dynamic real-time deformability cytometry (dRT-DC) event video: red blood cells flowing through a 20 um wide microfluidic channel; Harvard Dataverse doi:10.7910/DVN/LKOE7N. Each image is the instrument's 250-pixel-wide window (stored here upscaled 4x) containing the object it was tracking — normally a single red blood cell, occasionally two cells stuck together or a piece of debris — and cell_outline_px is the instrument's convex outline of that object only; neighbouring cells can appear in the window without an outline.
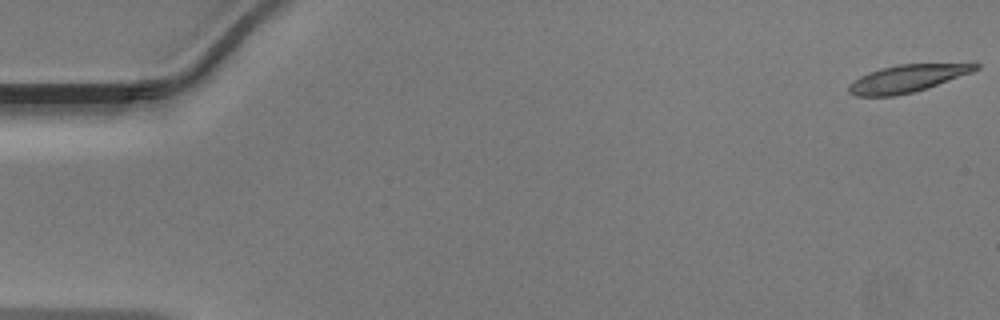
{"species": "Egyptian fruit bat (a non-hibernating species)", "species_latin": "Rousettus aegyptiacus", "temperature_condition": "warm", "stored_images_in_passage": 49, "camera_frame_rate_fps": 3000, "um_per_image_px": 0.085, "animal": {"sex": "male"}, "frame": {"image": 1, "passage_image": 1, "time_ms": 0.0, "image_size_px": [1000, 320], "cell_outline_px": [[980, 68], [972, 72], [912, 92], [896, 96], [856, 96], [848, 92], [848, 84], [860, 76], [868, 72], [880, 68], [896, 64], [980, 64]], "centroid_in_image_um": [77.02, 6.67], "position_along_channel_um": 8.0, "area_um2": 19.88}}
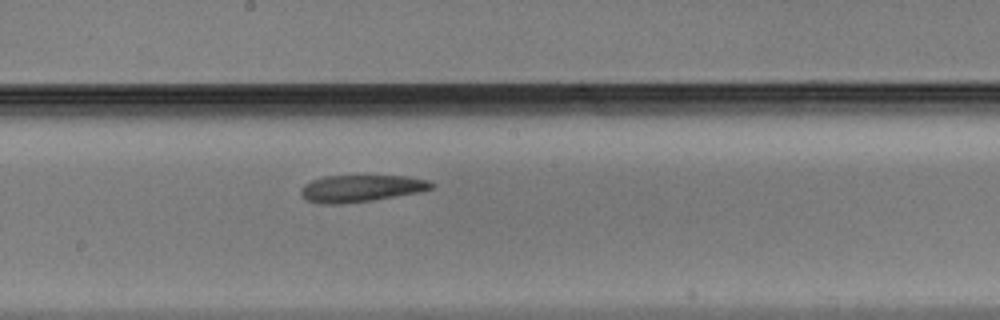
{"frame": {"image": 2, "passage_image": 27, "time_ms": 8.667, "image_size_px": [1000, 320], "cell_outline_px": [[436, 184], [432, 188], [420, 192], [372, 200], [340, 204], [320, 204], [304, 200], [300, 196], [300, 192], [304, 184], [312, 180], [324, 176], [408, 176], [428, 180]], "centroid_in_image_um": [30.66, 16.02], "position_along_channel_um": 217.5, "area_um2": 20.63}}
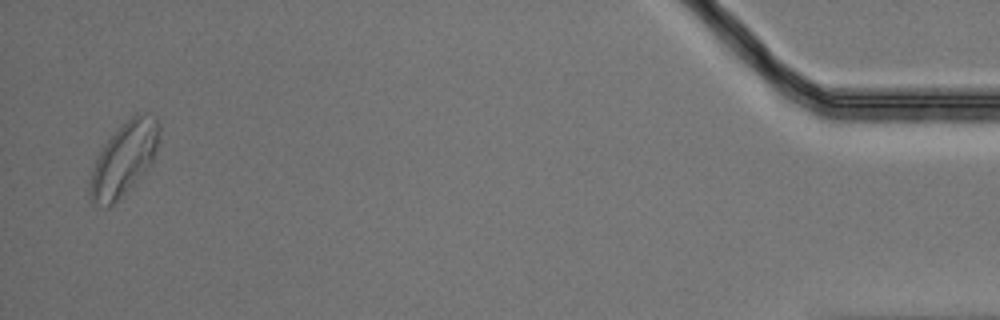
{"frame": {"image": 3, "passage_image": 48, "time_ms": 15.667, "image_size_px": [1000, 320], "cell_outline_px": [[160, 136], [156, 152], [152, 164], [108, 208], [104, 208], [92, 204], [88, 196], [88, 184], [92, 168], [104, 144], [120, 124], [136, 112], [148, 112], [156, 116], [160, 124]], "centroid_in_image_um": [10.54, 13.46], "position_along_channel_um": 424.7, "area_um2": 30.0}}